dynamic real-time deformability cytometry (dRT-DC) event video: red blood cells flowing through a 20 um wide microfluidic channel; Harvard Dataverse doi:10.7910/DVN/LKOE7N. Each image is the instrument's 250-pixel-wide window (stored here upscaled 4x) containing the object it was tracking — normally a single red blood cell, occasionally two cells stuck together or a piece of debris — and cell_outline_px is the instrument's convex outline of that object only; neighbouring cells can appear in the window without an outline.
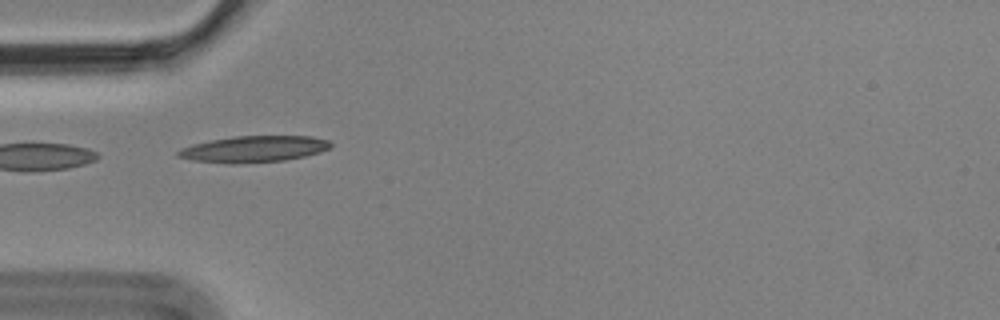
{"species": "Egyptian fruit bat (a non-hibernating species)", "species_latin": "Rousettus aegyptiacus", "temperature_condition": "cold", "stored_images_in_passage": 5, "camera_frame_rate_fps": 3000, "um_per_image_px": 0.085, "animal": {"sex": "male"}, "frame": {"image": 1, "passage_image": 4, "time_ms": 1.0, "image_size_px": [1000, 320], "cell_outline_px": [[332, 148], [320, 152], [304, 156], [284, 160], [236, 164], [232, 164], [192, 160], [176, 156], [176, 152], [180, 148], [192, 144], [232, 136], [312, 136], [328, 140], [332, 144]], "centroid_in_image_um": [21.57, 12.67], "position_along_channel_um": 63.4, "area_um2": 23.52}}